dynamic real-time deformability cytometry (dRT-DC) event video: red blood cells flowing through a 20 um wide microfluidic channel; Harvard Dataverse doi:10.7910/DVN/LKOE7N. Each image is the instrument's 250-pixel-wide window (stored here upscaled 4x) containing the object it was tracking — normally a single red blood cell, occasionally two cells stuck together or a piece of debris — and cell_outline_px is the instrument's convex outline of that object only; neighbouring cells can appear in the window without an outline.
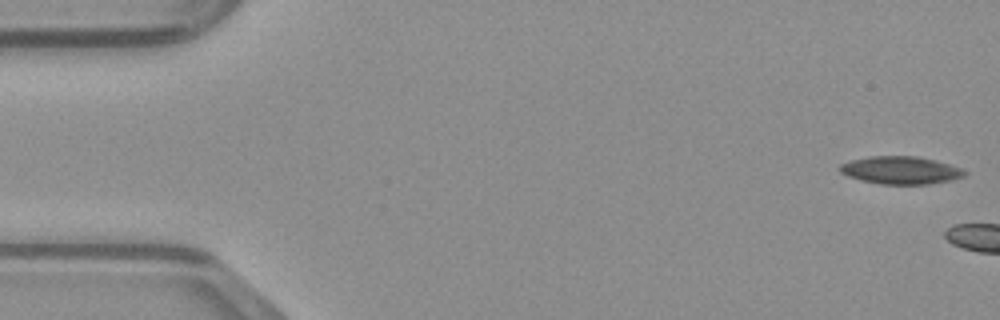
{"species": "common noctule bat (a hibernating species)", "species_latin": "Nyctalus noctula", "temperature_condition": "warm", "stored_images_in_passage": 4, "camera_frame_rate_fps": 3000, "um_per_image_px": 0.085, "animal": {"sex": "male", "body_mass_g": 23.1, "forearm_length_mm": 52.7}, "frame": {"image": 1, "passage_image": 1, "time_ms": 0.0, "image_size_px": [1000, 320], "cell_outline_px": [[968, 172], [964, 176], [948, 180], [928, 184], [880, 184], [860, 180], [848, 176], [840, 172], [840, 164], [852, 160], [868, 156], [920, 156], [936, 160], [964, 168]], "centroid_in_image_um": [76.58, 14.46], "position_along_channel_um": 8.4, "area_um2": 20.23}}